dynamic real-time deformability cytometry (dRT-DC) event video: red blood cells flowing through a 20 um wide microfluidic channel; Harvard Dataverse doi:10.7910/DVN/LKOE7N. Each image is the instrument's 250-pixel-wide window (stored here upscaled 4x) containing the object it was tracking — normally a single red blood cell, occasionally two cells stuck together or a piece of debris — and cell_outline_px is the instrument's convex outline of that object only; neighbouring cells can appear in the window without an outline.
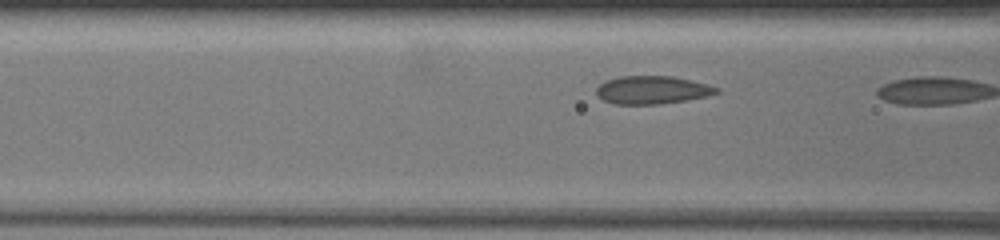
{"species": "common noctule bat (a hibernating species)", "species_latin": "Nyctalus noctula", "temperature_condition": "warm", "stored_images_in_passage": 10, "camera_frame_rate_fps": 3000, "um_per_image_px": 0.085, "animal": {"sex": "female", "body_mass_g": 19.5, "forearm_length_mm": 54.1}, "frame": {"image": 1, "passage_image": 9, "time_ms": 2.0, "image_size_px": [1000, 240], "cell_outline_px": [[720, 92], [704, 96], [684, 100], [656, 104], [616, 104], [604, 100], [596, 92], [596, 88], [600, 84], [608, 80], [620, 76], [672, 76], [704, 84], [716, 88]], "centroid_in_image_um": [55.37, 7.64], "position_along_channel_um": 111.2, "area_um2": 19.02}}